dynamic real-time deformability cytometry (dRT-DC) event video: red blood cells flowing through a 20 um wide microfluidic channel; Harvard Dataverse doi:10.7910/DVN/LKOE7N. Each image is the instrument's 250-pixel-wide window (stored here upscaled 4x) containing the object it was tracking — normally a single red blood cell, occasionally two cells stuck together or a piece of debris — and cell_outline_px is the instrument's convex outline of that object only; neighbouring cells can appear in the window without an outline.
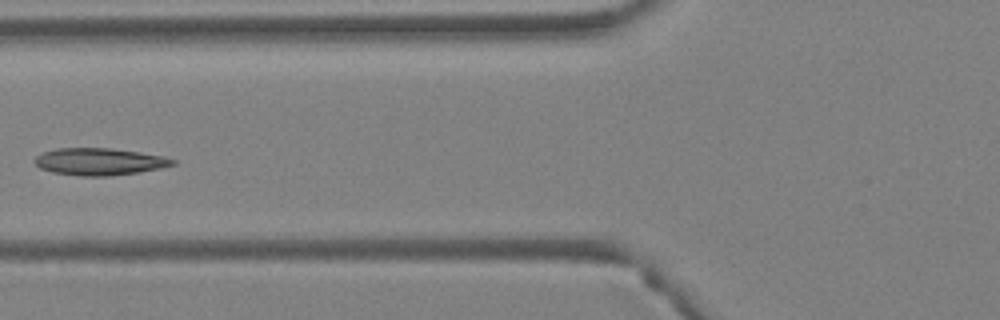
{"species": "Egyptian fruit bat (a non-hibernating species)", "species_latin": "Rousettus aegyptiacus", "temperature_condition": "warm", "stored_images_in_passage": 3, "camera_frame_rate_fps": 3000, "um_per_image_px": 0.085, "animal": {"sex": "female"}, "frame": {"image": 1, "passage_image": 3, "time_ms": 0.667, "image_size_px": [1000, 320], "cell_outline_px": [[176, 164], [160, 168], [140, 172], [108, 176], [80, 176], [52, 172], [40, 168], [32, 160], [36, 156], [44, 152], [56, 148], [112, 148], [140, 152], [164, 156], [176, 160]], "centroid_in_image_um": [8.45, 13.73], "position_along_channel_um": 117.3, "area_um2": 21.91}}